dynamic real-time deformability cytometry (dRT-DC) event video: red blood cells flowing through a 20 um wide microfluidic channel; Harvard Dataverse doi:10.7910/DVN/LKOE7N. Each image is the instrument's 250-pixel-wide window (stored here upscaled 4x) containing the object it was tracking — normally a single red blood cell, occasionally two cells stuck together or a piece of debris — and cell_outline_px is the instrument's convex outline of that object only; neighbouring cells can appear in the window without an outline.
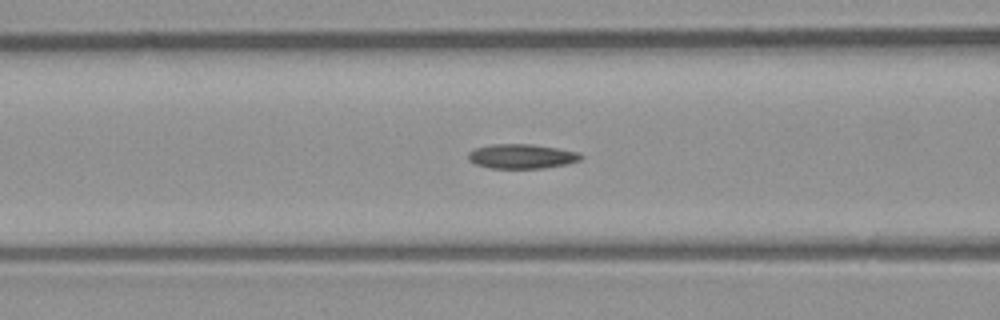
{"species": "common noctule bat (a hibernating species)", "species_latin": "Nyctalus noctula", "temperature_condition": "room temperature", "stored_images_in_passage": 45, "camera_frame_rate_fps": 3000, "um_per_image_px": 0.085, "animal": {"sex": "male", "body_mass_g": 23.1, "forearm_length_mm": 52.7}, "frame": {"image": 1, "passage_image": 21, "time_ms": 6.667, "image_size_px": [1000, 320], "cell_outline_px": [[584, 156], [580, 160], [568, 164], [544, 168], [492, 168], [476, 164], [468, 160], [468, 152], [476, 148], [492, 144], [532, 144], [580, 152]], "centroid_in_image_um": [44.37, 13.28], "position_along_channel_um": 122.2, "area_um2": 16.13}}
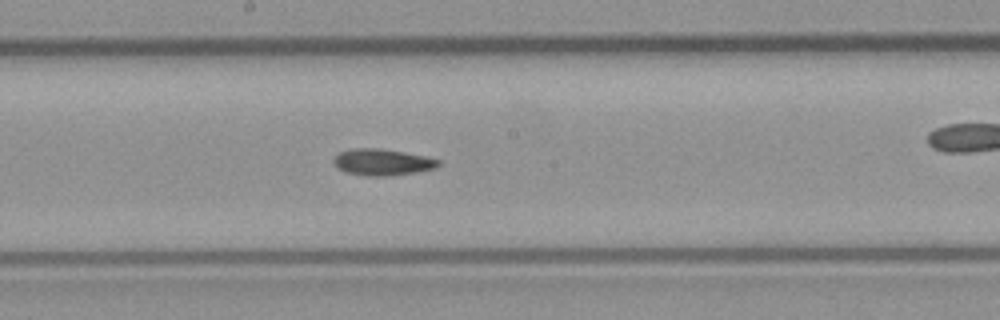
{"frame": {"image": 2, "passage_image": 28, "time_ms": 9.0, "image_size_px": [1000, 320], "cell_outline_px": [[440, 164], [436, 168], [416, 172], [388, 176], [368, 176], [344, 172], [336, 168], [332, 160], [340, 152], [352, 148], [376, 148], [424, 156], [440, 160]], "centroid_in_image_um": [32.46, 13.79], "position_along_channel_um": 215.7, "area_um2": 16.07}}
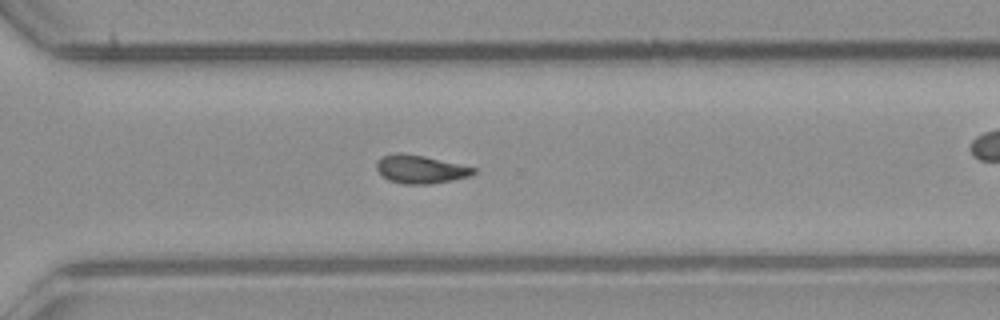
{"frame": {"image": 3, "passage_image": 37, "time_ms": 12.0, "image_size_px": [1000, 320], "cell_outline_px": [[476, 172], [472, 176], [452, 180], [428, 184], [404, 184], [388, 180], [380, 176], [376, 168], [376, 164], [380, 156], [396, 152], [400, 152], [424, 156], [476, 168]], "centroid_in_image_um": [35.69, 14.38], "position_along_channel_um": 334.9, "area_um2": 16.13}}